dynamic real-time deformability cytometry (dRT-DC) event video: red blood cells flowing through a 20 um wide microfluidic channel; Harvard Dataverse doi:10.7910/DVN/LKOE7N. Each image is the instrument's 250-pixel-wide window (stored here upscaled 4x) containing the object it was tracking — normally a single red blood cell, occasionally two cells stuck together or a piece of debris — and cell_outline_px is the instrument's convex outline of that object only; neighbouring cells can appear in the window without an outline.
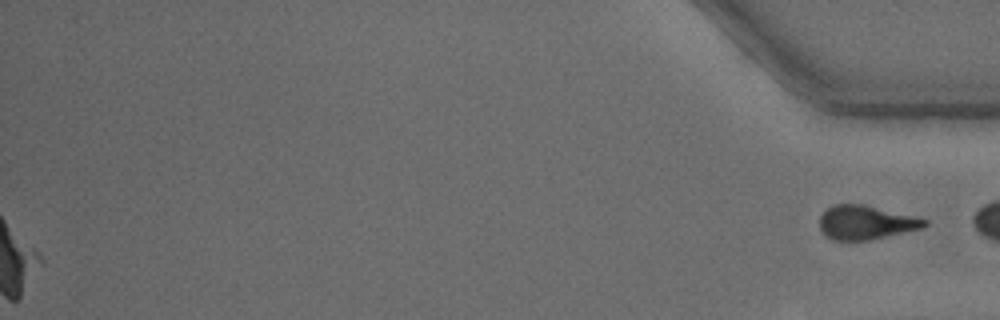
{"species": "common noctule bat (a hibernating species)", "species_latin": "Nyctalus noctula", "temperature_condition": "warm", "stored_images_in_passage": 47, "segment_of_instrument_passage": [2, 2], "camera_frame_rate_fps": 3000, "um_per_image_px": 0.085, "animal": {"sex": "male", "body_mass_g": 15.6}, "frame": {"image": 1, "passage_image": 47, "time_ms": 15.333, "image_size_px": [1000, 320], "cell_outline_px": [[928, 224], [924, 228], [868, 240], [832, 240], [820, 228], [820, 216], [832, 204], [864, 204], [928, 220]], "centroid_in_image_um": [73.6, 18.9], "position_along_channel_um": 361.6, "area_um2": 20.52}}